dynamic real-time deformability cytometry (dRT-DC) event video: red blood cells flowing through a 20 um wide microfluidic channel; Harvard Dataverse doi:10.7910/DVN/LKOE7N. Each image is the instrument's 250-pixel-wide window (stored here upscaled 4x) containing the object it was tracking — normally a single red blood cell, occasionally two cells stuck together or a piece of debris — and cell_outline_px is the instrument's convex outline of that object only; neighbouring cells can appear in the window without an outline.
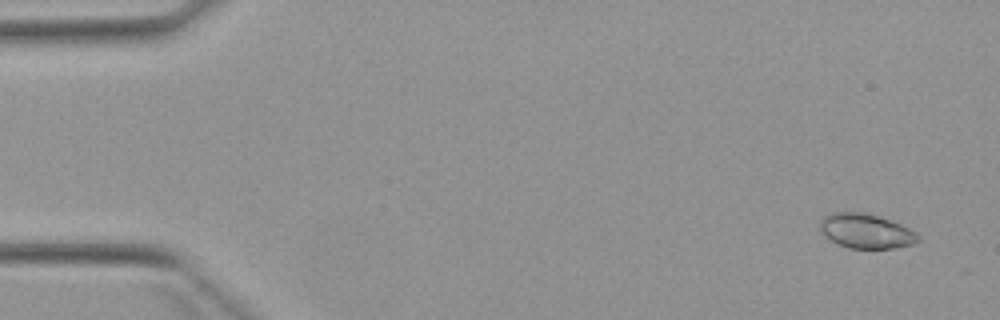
{"species": "Egyptian fruit bat (a non-hibernating species)", "species_latin": "Rousettus aegyptiacus", "temperature_condition": "warm", "stored_images_in_passage": 6, "camera_frame_rate_fps": 3000, "um_per_image_px": 0.085, "animal": {"sex": "female"}, "frame": {"image": 1, "passage_image": 1, "time_ms": 0.0, "image_size_px": [1000, 320], "cell_outline_px": [[920, 240], [912, 244], [896, 248], [848, 248], [824, 236], [820, 232], [820, 220], [824, 216], [832, 212], [864, 212], [900, 224], [916, 232], [920, 236]], "centroid_in_image_um": [73.59, 19.64], "position_along_channel_um": 11.4, "area_um2": 19.65}}
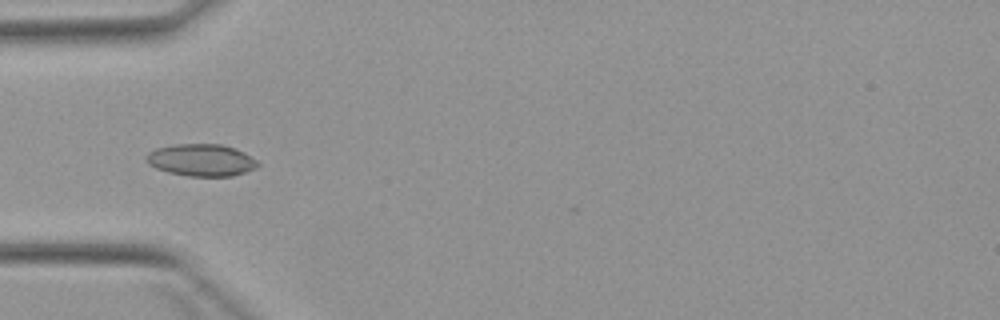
{"frame": {"image": 2, "passage_image": 5, "time_ms": 4.667, "image_size_px": [1000, 320], "cell_outline_px": [[260, 164], [256, 168], [232, 176], [188, 176], [168, 172], [156, 168], [148, 164], [144, 160], [144, 156], [148, 152], [156, 148], [176, 144], [220, 144], [244, 152], [256, 160]], "centroid_in_image_um": [17.07, 13.61], "position_along_channel_um": 67.9, "area_um2": 20.87}}
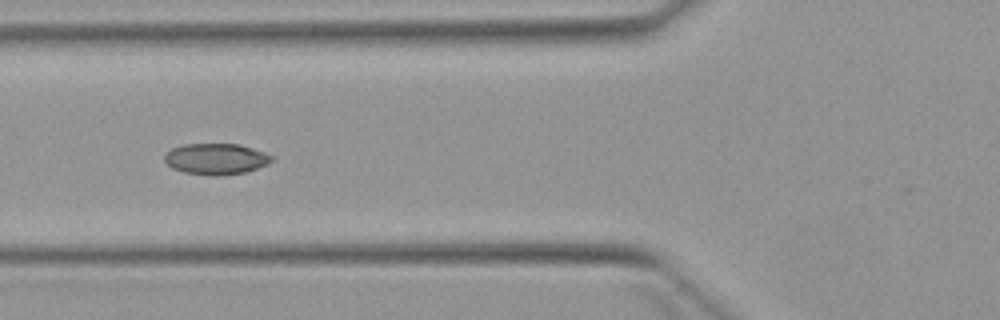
{"frame": {"image": 3, "passage_image": 6, "time_ms": 5.667, "image_size_px": [1000, 320], "cell_outline_px": [[272, 160], [256, 168], [244, 172], [216, 176], [212, 176], [184, 172], [172, 168], [164, 160], [164, 156], [172, 148], [184, 144], [240, 144], [264, 152], [272, 156]], "centroid_in_image_um": [18.32, 13.5], "position_along_channel_um": 107.5, "area_um2": 19.13}}